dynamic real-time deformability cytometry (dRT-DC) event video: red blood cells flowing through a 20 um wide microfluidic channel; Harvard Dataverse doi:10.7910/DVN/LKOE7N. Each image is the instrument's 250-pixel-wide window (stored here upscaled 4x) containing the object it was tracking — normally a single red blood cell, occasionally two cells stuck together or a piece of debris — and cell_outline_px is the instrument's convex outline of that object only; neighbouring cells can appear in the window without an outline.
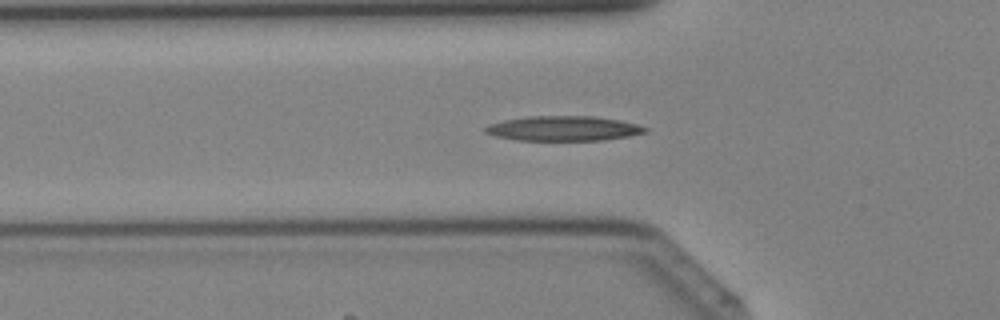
{"species": "Egyptian fruit bat (a non-hibernating species)", "species_latin": "Rousettus aegyptiacus", "temperature_condition": "cold", "stored_images_in_passage": 33, "camera_frame_rate_fps": 3000, "um_per_image_px": 0.085, "animal": {"sex": "female"}, "frame": {"image": 1, "passage_image": 11, "time_ms": 3.333, "image_size_px": [1000, 320], "cell_outline_px": [[648, 132], [628, 136], [604, 140], [516, 140], [496, 136], [484, 132], [484, 128], [488, 124], [504, 120], [528, 116], [592, 116], [620, 120], [636, 124], [648, 128]], "centroid_in_image_um": [47.89, 10.91], "position_along_channel_um": 77.9, "area_um2": 23.12}}
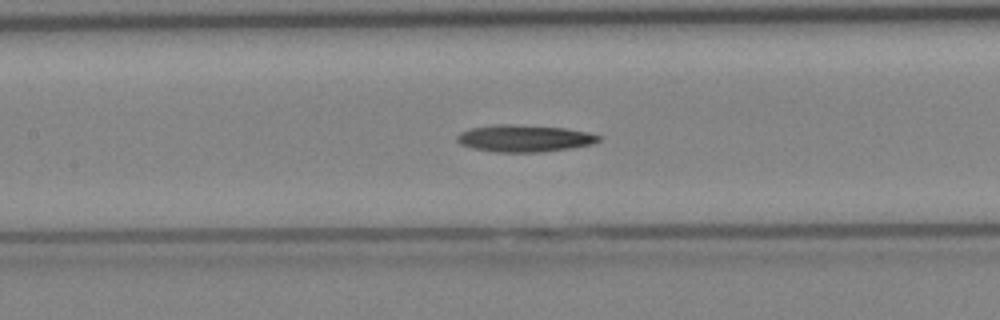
{"frame": {"image": 2, "passage_image": 16, "time_ms": 5.0, "image_size_px": [1000, 320], "cell_outline_px": [[600, 140], [592, 144], [572, 148], [540, 152], [496, 152], [472, 148], [460, 144], [456, 140], [456, 136], [460, 132], [472, 128], [496, 124], [516, 124], [564, 128], [588, 132], [600, 136]], "centroid_in_image_um": [44.55, 11.76], "position_along_channel_um": 162.8, "area_um2": 22.31}}
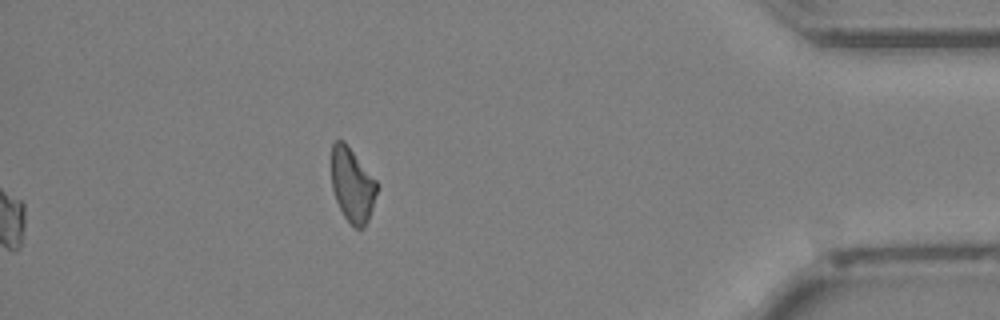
{"frame": {"image": 3, "passage_image": 33, "time_ms": 10.667, "image_size_px": [1000, 320], "cell_outline_px": [[376, 192], [372, 208], [368, 220], [364, 228], [356, 228], [344, 216], [336, 200], [332, 188], [332, 144], [336, 140], [344, 140], [376, 180]], "centroid_in_image_um": [29.93, 15.71], "position_along_channel_um": 405.3, "area_um2": 19.31}}